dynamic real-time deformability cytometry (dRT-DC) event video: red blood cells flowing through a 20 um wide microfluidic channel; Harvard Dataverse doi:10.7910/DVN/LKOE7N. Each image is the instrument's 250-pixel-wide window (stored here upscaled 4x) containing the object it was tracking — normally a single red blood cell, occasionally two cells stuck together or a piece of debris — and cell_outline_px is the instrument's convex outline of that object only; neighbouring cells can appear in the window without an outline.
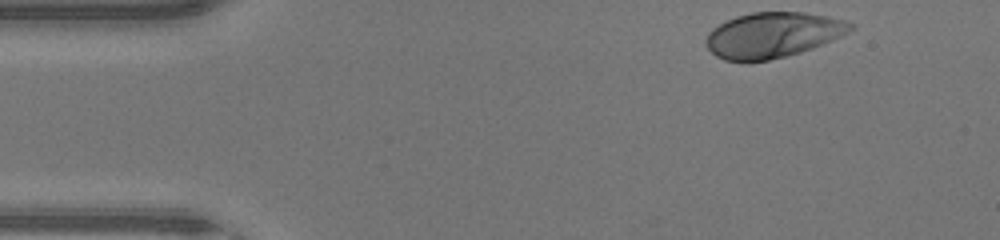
{"species": "human", "species_latin": "Homo sapiens", "temperature_condition": "warm", "stored_images_in_passage": 36, "camera_frame_rate_fps": 3000, "um_per_image_px": 0.085, "donor": {"sex": "male"}, "frame": {"image": 1, "passage_image": 1, "time_ms": 0.0, "image_size_px": [1000, 240], "cell_outline_px": [[856, 24], [848, 32], [840, 36], [812, 48], [800, 52], [768, 60], [748, 64], [724, 60], [716, 56], [704, 44], [704, 40], [708, 32], [712, 28], [736, 16], [752, 12], [804, 12], [828, 16], [844, 20]], "centroid_in_image_um": [65.63, 2.99], "position_along_channel_um": 19.4, "area_um2": 38.49}}
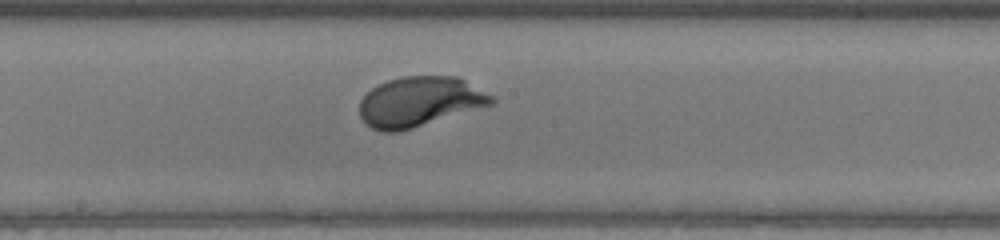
{"frame": {"image": 2, "passage_image": 20, "time_ms": 6.333, "image_size_px": [1000, 240], "cell_outline_px": [[496, 100], [492, 104], [412, 128], [396, 132], [380, 132], [364, 124], [360, 116], [360, 100], [372, 88], [388, 80], [404, 76], [456, 76], [464, 80], [492, 96]], "centroid_in_image_um": [35.62, 8.65], "position_along_channel_um": 212.6, "area_um2": 37.97}}
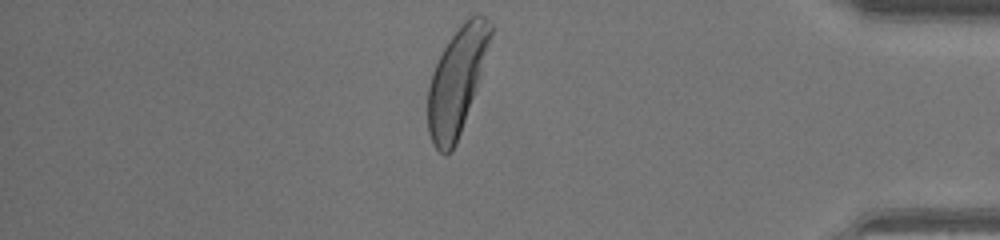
{"frame": {"image": 3, "passage_image": 35, "time_ms": 11.333, "image_size_px": [1000, 240], "cell_outline_px": [[492, 32], [480, 76], [476, 88], [456, 144], [452, 152], [444, 156], [432, 144], [428, 132], [428, 88], [432, 72], [448, 40], [464, 20], [468, 16], [476, 12], [484, 16], [492, 24]], "centroid_in_image_um": [38.81, 6.89], "position_along_channel_um": 396.4, "area_um2": 38.44}, "authors_computed_cell_mechanics": {"area_um2": 37.8879, "velocity_mm_per_s": 4.44, "shape_relaxation_time_tau1_ms": 1.8841, "shape_relaxation_time_tau2_ms": null, "deformation_change_tau1": 0.1712, "deformation_change_tau2": null}}